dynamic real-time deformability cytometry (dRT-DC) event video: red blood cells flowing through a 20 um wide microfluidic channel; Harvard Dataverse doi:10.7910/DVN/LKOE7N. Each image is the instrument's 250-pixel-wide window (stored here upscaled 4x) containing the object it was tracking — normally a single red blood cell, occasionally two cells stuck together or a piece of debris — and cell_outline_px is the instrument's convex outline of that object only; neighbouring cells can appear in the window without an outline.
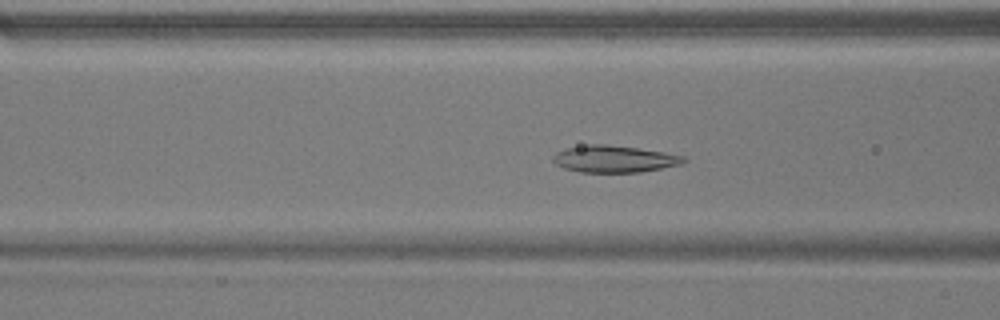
{"species": "common noctule bat (a hibernating species)", "species_latin": "Nyctalus noctula", "temperature_condition": "warm", "stored_images_in_passage": 52, "camera_frame_rate_fps": 3000, "um_per_image_px": 0.085, "animal": {"sex": "male", "body_mass_g": 17.9}, "frame": {"image": 1, "passage_image": 19, "time_ms": 6.0, "image_size_px": [1000, 320], "cell_outline_px": [[688, 160], [684, 164], [640, 172], [580, 172], [564, 168], [556, 164], [552, 160], [552, 156], [556, 152], [564, 148], [588, 144], [604, 144], [636, 148], [664, 152], [684, 156]], "centroid_in_image_um": [52.2, 13.51], "position_along_channel_um": 114.4, "area_um2": 20.58}}
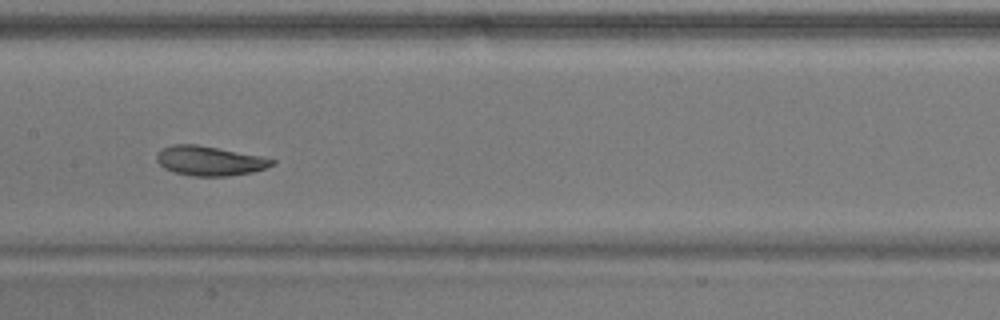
{"frame": {"image": 2, "passage_image": 25, "time_ms": 8.0, "image_size_px": [1000, 320], "cell_outline_px": [[276, 164], [252, 172], [228, 176], [192, 176], [176, 172], [164, 168], [156, 160], [156, 156], [160, 148], [172, 144], [196, 144], [264, 156], [276, 160]], "centroid_in_image_um": [17.83, 13.66], "position_along_channel_um": 189.6, "area_um2": 20.0}}
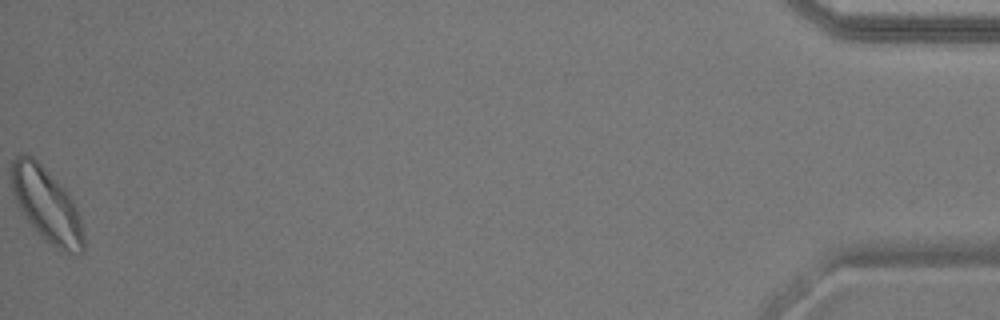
{"frame": {"image": 3, "passage_image": 52, "time_ms": 17.0, "image_size_px": [1000, 320], "cell_outline_px": [[84, 252], [64, 252], [52, 244], [28, 220], [20, 208], [12, 192], [12, 160], [20, 152], [24, 152], [32, 156], [64, 188], [72, 200], [80, 216], [84, 236]], "centroid_in_image_um": [3.97, 17.37], "position_along_channel_um": 431.2, "area_um2": 30.23}, "authors_computed_cell_mechanics": {"area_um2": 22.2819, "velocity_mm_per_s": 3.7508, "shape_relaxation_time_tau1_ms": 4.1517, "shape_relaxation_time_tau2_ms": 1.9688, "deformation_change_tau1": 0.1088, "deformation_change_tau2": 0.0564}}